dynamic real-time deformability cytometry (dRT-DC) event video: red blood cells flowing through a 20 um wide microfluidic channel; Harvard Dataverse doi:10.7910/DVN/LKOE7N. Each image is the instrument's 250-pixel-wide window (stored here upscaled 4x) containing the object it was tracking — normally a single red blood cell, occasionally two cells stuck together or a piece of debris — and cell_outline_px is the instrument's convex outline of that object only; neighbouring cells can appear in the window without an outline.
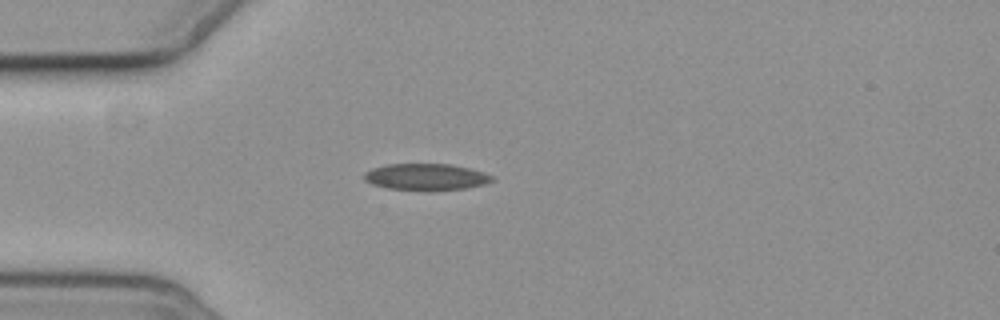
{"species": "common noctule bat (a hibernating species)", "species_latin": "Nyctalus noctula", "temperature_condition": "cold", "stored_images_in_passage": 5, "camera_frame_rate_fps": 3000, "um_per_image_px": 0.085, "animal": {"sex": "female", "body_mass_g": 19.3, "forearm_length_mm": 54.1}, "frame": {"image": 1, "passage_image": 1, "time_ms": 0.0, "image_size_px": [1000, 320], "cell_outline_px": [[496, 180], [484, 184], [464, 188], [432, 192], [388, 188], [372, 184], [364, 180], [364, 172], [372, 168], [388, 164], [452, 164], [472, 168], [496, 176]], "centroid_in_image_um": [36.27, 15.05], "position_along_channel_um": 48.7, "area_um2": 20.35}}
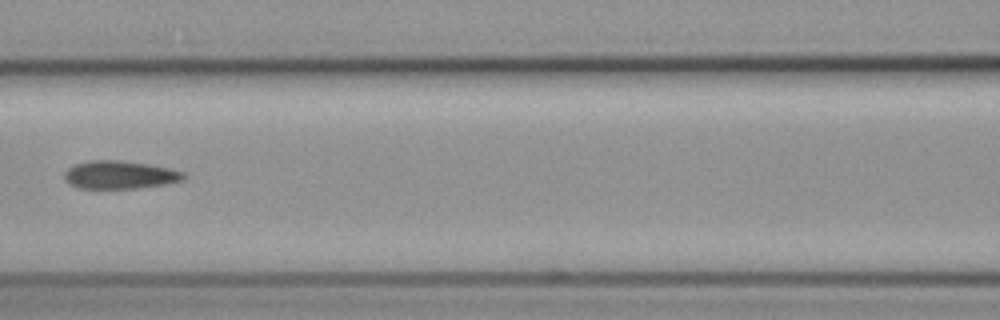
{"frame": {"image": 2, "passage_image": 4, "time_ms": 3.333, "image_size_px": [1000, 320], "cell_outline_px": [[188, 176], [184, 180], [164, 184], [140, 188], [76, 188], [68, 184], [64, 180], [64, 172], [68, 168], [76, 164], [88, 160], [120, 160], [148, 164], [168, 168], [184, 172]], "centroid_in_image_um": [10.17, 14.86], "position_along_channel_um": 156.4, "area_um2": 19.65}}
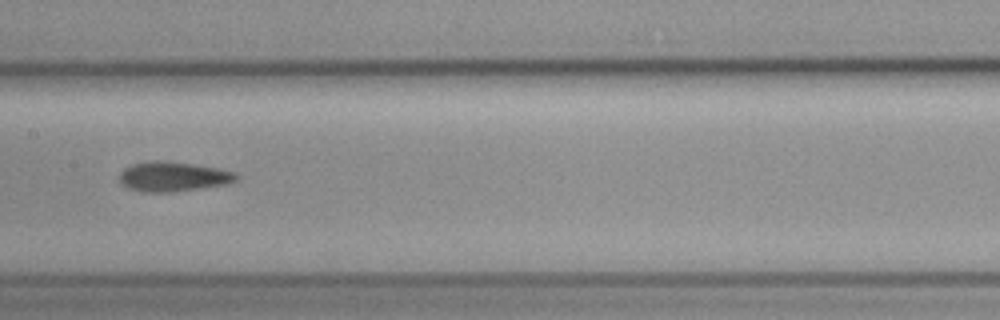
{"frame": {"image": 3, "passage_image": 5, "time_ms": 4.333, "image_size_px": [1000, 320], "cell_outline_px": [[240, 176], [236, 180], [228, 184], [172, 192], [140, 192], [128, 188], [120, 184], [120, 172], [124, 168], [132, 164], [148, 160], [164, 160], [192, 164], [216, 168], [232, 172]], "centroid_in_image_um": [14.66, 15.01], "position_along_channel_um": 192.7, "area_um2": 20.35}}